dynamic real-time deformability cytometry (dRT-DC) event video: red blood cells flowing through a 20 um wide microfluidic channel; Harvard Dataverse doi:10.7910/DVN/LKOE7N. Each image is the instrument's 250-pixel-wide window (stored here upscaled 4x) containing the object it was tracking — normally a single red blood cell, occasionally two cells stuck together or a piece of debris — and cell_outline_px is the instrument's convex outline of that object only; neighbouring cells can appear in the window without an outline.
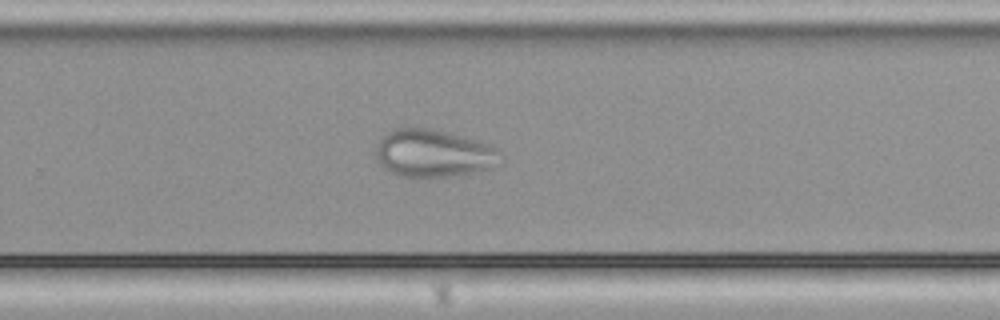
{"species": "common noctule bat (a hibernating species)", "species_latin": "Nyctalus noctula", "temperature_condition": "cold", "stored_images_in_passage": 42, "camera_frame_rate_fps": 3000, "um_per_image_px": 0.085, "animal": {"sex": "male", "body_mass_g": 21.5, "forearm_length_mm": 52.0}, "frame": {"image": 1, "passage_image": 24, "time_ms": 7.667, "image_size_px": [1000, 320], "cell_outline_px": [[504, 160], [488, 168], [472, 172], [448, 176], [400, 176], [388, 172], [376, 160], [376, 148], [380, 140], [388, 132], [396, 128], [428, 128], [444, 132], [488, 144], [496, 148], [500, 152]], "centroid_in_image_um": [36.82, 13.04], "position_along_channel_um": 293.0, "area_um2": 33.99}}
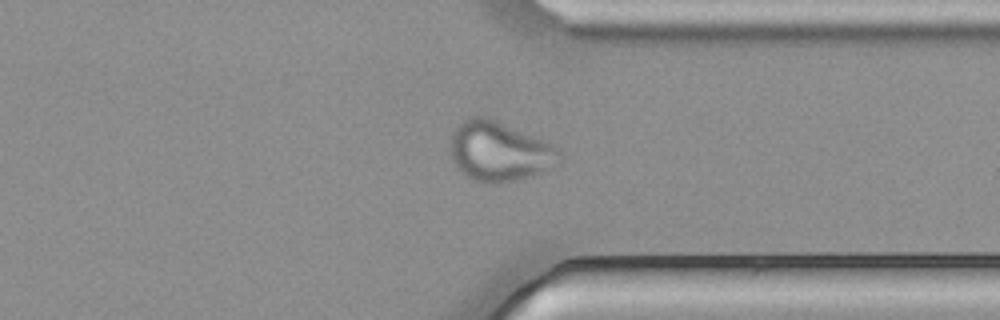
{"frame": {"image": 2, "passage_image": 30, "time_ms": 9.667, "image_size_px": [1000, 320], "cell_outline_px": [[564, 156], [540, 172], [532, 176], [500, 184], [488, 184], [472, 180], [460, 172], [452, 160], [452, 132], [468, 116], [480, 116], [492, 120], [544, 140], [560, 148], [564, 152]], "centroid_in_image_um": [42.44, 12.9], "position_along_channel_um": 369.0, "area_um2": 37.51}}